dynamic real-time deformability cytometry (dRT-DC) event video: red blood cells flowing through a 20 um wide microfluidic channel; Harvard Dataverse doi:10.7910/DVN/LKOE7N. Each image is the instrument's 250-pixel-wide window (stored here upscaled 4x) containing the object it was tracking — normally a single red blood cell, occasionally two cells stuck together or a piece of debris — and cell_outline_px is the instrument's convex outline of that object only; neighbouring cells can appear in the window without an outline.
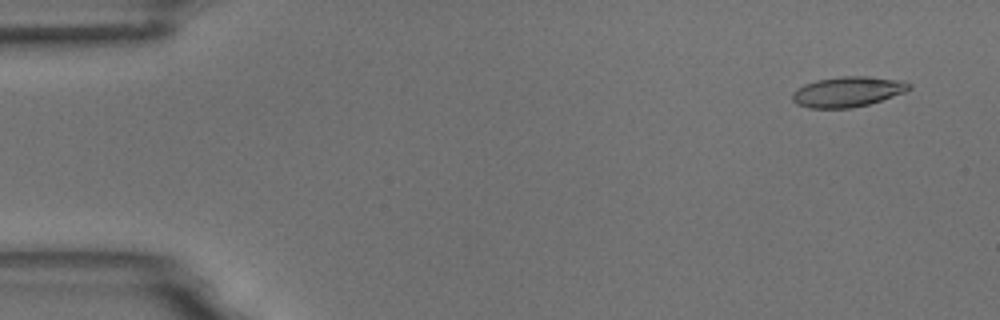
{"species": "common noctule bat (a hibernating species)", "species_latin": "Nyctalus noctula", "temperature_condition": "room temperature", "stored_images_in_passage": 8, "camera_frame_rate_fps": 3000, "um_per_image_px": 0.085, "animal": {"sex": "male", "body_mass_g": 18.8}, "frame": {"image": 1, "passage_image": 1, "time_ms": 0.0, "image_size_px": [1000, 320], "cell_outline_px": [[912, 88], [904, 92], [868, 104], [852, 108], [808, 108], [796, 104], [792, 100], [792, 92], [796, 88], [804, 84], [816, 80], [840, 76], [868, 76], [904, 80], [912, 84]], "centroid_in_image_um": [72.03, 7.78], "position_along_channel_um": 13.0, "area_um2": 20.81}}
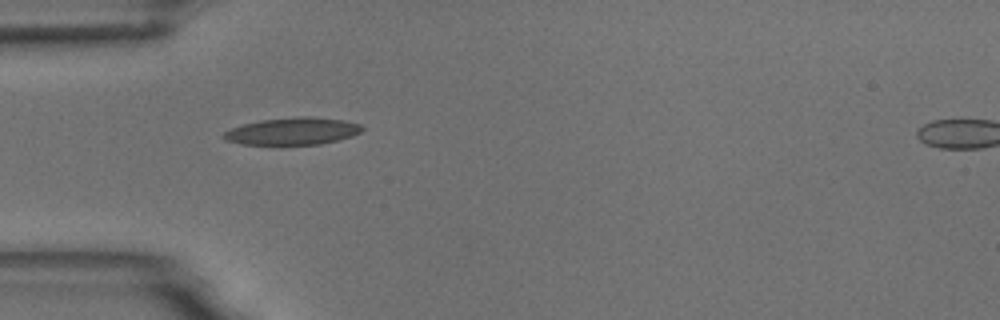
{"frame": {"image": 2, "passage_image": 5, "time_ms": 4.333, "image_size_px": [1000, 320], "cell_outline_px": [[364, 128], [360, 132], [352, 136], [320, 144], [280, 148], [240, 144], [224, 140], [220, 136], [224, 132], [232, 128], [244, 124], [260, 120], [300, 116], [308, 116], [344, 120], [360, 124]], "centroid_in_image_um": [24.79, 11.21], "position_along_channel_um": 60.2, "area_um2": 23.0}}